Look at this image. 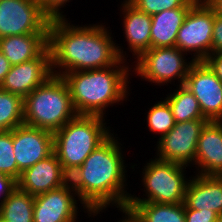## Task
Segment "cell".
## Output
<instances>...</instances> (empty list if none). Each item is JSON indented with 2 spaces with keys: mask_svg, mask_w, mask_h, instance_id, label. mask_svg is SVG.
Returning a JSON list of instances; mask_svg holds the SVG:
<instances>
[{
  "mask_svg": "<svg viewBox=\"0 0 222 222\" xmlns=\"http://www.w3.org/2000/svg\"><path fill=\"white\" fill-rule=\"evenodd\" d=\"M67 19H52L49 23L48 47L53 75L62 77L72 71L114 66L120 59L127 61V51L115 43L109 27L102 23L76 26Z\"/></svg>",
  "mask_w": 222,
  "mask_h": 222,
  "instance_id": "obj_1",
  "label": "cell"
},
{
  "mask_svg": "<svg viewBox=\"0 0 222 222\" xmlns=\"http://www.w3.org/2000/svg\"><path fill=\"white\" fill-rule=\"evenodd\" d=\"M113 134L95 149L73 173L69 175L72 188L89 218L108 207L123 209L131 193L127 188V166L123 147ZM115 136V137H114Z\"/></svg>",
  "mask_w": 222,
  "mask_h": 222,
  "instance_id": "obj_2",
  "label": "cell"
},
{
  "mask_svg": "<svg viewBox=\"0 0 222 222\" xmlns=\"http://www.w3.org/2000/svg\"><path fill=\"white\" fill-rule=\"evenodd\" d=\"M129 66L132 65L120 59L107 68L65 73L62 77L68 84L76 113L105 118L106 108L127 101V84L132 75Z\"/></svg>",
  "mask_w": 222,
  "mask_h": 222,
  "instance_id": "obj_3",
  "label": "cell"
},
{
  "mask_svg": "<svg viewBox=\"0 0 222 222\" xmlns=\"http://www.w3.org/2000/svg\"><path fill=\"white\" fill-rule=\"evenodd\" d=\"M101 116L77 115L53 133L54 153L70 175L113 133Z\"/></svg>",
  "mask_w": 222,
  "mask_h": 222,
  "instance_id": "obj_4",
  "label": "cell"
},
{
  "mask_svg": "<svg viewBox=\"0 0 222 222\" xmlns=\"http://www.w3.org/2000/svg\"><path fill=\"white\" fill-rule=\"evenodd\" d=\"M24 124L52 133L74 119L76 113L67 82L52 75L23 99Z\"/></svg>",
  "mask_w": 222,
  "mask_h": 222,
  "instance_id": "obj_5",
  "label": "cell"
},
{
  "mask_svg": "<svg viewBox=\"0 0 222 222\" xmlns=\"http://www.w3.org/2000/svg\"><path fill=\"white\" fill-rule=\"evenodd\" d=\"M142 168L143 194L146 198L130 195L128 202L184 203L190 176L186 178V165L163 161L153 157Z\"/></svg>",
  "mask_w": 222,
  "mask_h": 222,
  "instance_id": "obj_6",
  "label": "cell"
},
{
  "mask_svg": "<svg viewBox=\"0 0 222 222\" xmlns=\"http://www.w3.org/2000/svg\"><path fill=\"white\" fill-rule=\"evenodd\" d=\"M185 55L178 47L150 48L133 62L136 64L131 71L157 86L171 84L177 79V83H180L178 86L184 85L188 71L195 62L192 59L187 61Z\"/></svg>",
  "mask_w": 222,
  "mask_h": 222,
  "instance_id": "obj_7",
  "label": "cell"
},
{
  "mask_svg": "<svg viewBox=\"0 0 222 222\" xmlns=\"http://www.w3.org/2000/svg\"><path fill=\"white\" fill-rule=\"evenodd\" d=\"M216 13L204 2H196L177 33L175 47L191 54L195 62L204 61L212 49L213 24Z\"/></svg>",
  "mask_w": 222,
  "mask_h": 222,
  "instance_id": "obj_8",
  "label": "cell"
},
{
  "mask_svg": "<svg viewBox=\"0 0 222 222\" xmlns=\"http://www.w3.org/2000/svg\"><path fill=\"white\" fill-rule=\"evenodd\" d=\"M50 21L38 0H0V38L48 33Z\"/></svg>",
  "mask_w": 222,
  "mask_h": 222,
  "instance_id": "obj_9",
  "label": "cell"
},
{
  "mask_svg": "<svg viewBox=\"0 0 222 222\" xmlns=\"http://www.w3.org/2000/svg\"><path fill=\"white\" fill-rule=\"evenodd\" d=\"M207 119L176 123L174 128L157 141L155 157L190 166L194 164L197 142Z\"/></svg>",
  "mask_w": 222,
  "mask_h": 222,
  "instance_id": "obj_10",
  "label": "cell"
},
{
  "mask_svg": "<svg viewBox=\"0 0 222 222\" xmlns=\"http://www.w3.org/2000/svg\"><path fill=\"white\" fill-rule=\"evenodd\" d=\"M184 86L198 100L208 121H222V82L204 61L191 65Z\"/></svg>",
  "mask_w": 222,
  "mask_h": 222,
  "instance_id": "obj_11",
  "label": "cell"
},
{
  "mask_svg": "<svg viewBox=\"0 0 222 222\" xmlns=\"http://www.w3.org/2000/svg\"><path fill=\"white\" fill-rule=\"evenodd\" d=\"M79 201L70 181L61 187L36 195L33 222H78Z\"/></svg>",
  "mask_w": 222,
  "mask_h": 222,
  "instance_id": "obj_12",
  "label": "cell"
},
{
  "mask_svg": "<svg viewBox=\"0 0 222 222\" xmlns=\"http://www.w3.org/2000/svg\"><path fill=\"white\" fill-rule=\"evenodd\" d=\"M52 75L51 53L47 47L37 58L13 65L0 88L24 99Z\"/></svg>",
  "mask_w": 222,
  "mask_h": 222,
  "instance_id": "obj_13",
  "label": "cell"
},
{
  "mask_svg": "<svg viewBox=\"0 0 222 222\" xmlns=\"http://www.w3.org/2000/svg\"><path fill=\"white\" fill-rule=\"evenodd\" d=\"M13 147L17 167L22 173L54 152L53 133L26 124L13 129Z\"/></svg>",
  "mask_w": 222,
  "mask_h": 222,
  "instance_id": "obj_14",
  "label": "cell"
},
{
  "mask_svg": "<svg viewBox=\"0 0 222 222\" xmlns=\"http://www.w3.org/2000/svg\"><path fill=\"white\" fill-rule=\"evenodd\" d=\"M69 175L63 170L58 157L53 152L24 170L17 180V187L36 196L65 185Z\"/></svg>",
  "mask_w": 222,
  "mask_h": 222,
  "instance_id": "obj_15",
  "label": "cell"
},
{
  "mask_svg": "<svg viewBox=\"0 0 222 222\" xmlns=\"http://www.w3.org/2000/svg\"><path fill=\"white\" fill-rule=\"evenodd\" d=\"M193 165L196 174L222 175V121H208L201 130Z\"/></svg>",
  "mask_w": 222,
  "mask_h": 222,
  "instance_id": "obj_16",
  "label": "cell"
},
{
  "mask_svg": "<svg viewBox=\"0 0 222 222\" xmlns=\"http://www.w3.org/2000/svg\"><path fill=\"white\" fill-rule=\"evenodd\" d=\"M120 5L127 49L137 60L145 51L151 48V15L138 10L128 0H123Z\"/></svg>",
  "mask_w": 222,
  "mask_h": 222,
  "instance_id": "obj_17",
  "label": "cell"
},
{
  "mask_svg": "<svg viewBox=\"0 0 222 222\" xmlns=\"http://www.w3.org/2000/svg\"><path fill=\"white\" fill-rule=\"evenodd\" d=\"M184 208L222 213V178L195 174L187 184Z\"/></svg>",
  "mask_w": 222,
  "mask_h": 222,
  "instance_id": "obj_18",
  "label": "cell"
},
{
  "mask_svg": "<svg viewBox=\"0 0 222 222\" xmlns=\"http://www.w3.org/2000/svg\"><path fill=\"white\" fill-rule=\"evenodd\" d=\"M47 47L48 33H32L0 38V51L12 66L37 58Z\"/></svg>",
  "mask_w": 222,
  "mask_h": 222,
  "instance_id": "obj_19",
  "label": "cell"
},
{
  "mask_svg": "<svg viewBox=\"0 0 222 222\" xmlns=\"http://www.w3.org/2000/svg\"><path fill=\"white\" fill-rule=\"evenodd\" d=\"M190 8L165 10L151 16V48L175 47L178 30Z\"/></svg>",
  "mask_w": 222,
  "mask_h": 222,
  "instance_id": "obj_20",
  "label": "cell"
},
{
  "mask_svg": "<svg viewBox=\"0 0 222 222\" xmlns=\"http://www.w3.org/2000/svg\"><path fill=\"white\" fill-rule=\"evenodd\" d=\"M125 208L140 222H185L184 203L128 202Z\"/></svg>",
  "mask_w": 222,
  "mask_h": 222,
  "instance_id": "obj_21",
  "label": "cell"
},
{
  "mask_svg": "<svg viewBox=\"0 0 222 222\" xmlns=\"http://www.w3.org/2000/svg\"><path fill=\"white\" fill-rule=\"evenodd\" d=\"M166 96L165 100L171 107L176 123L206 119L201 112L198 100L184 85H179V87L177 85L174 92Z\"/></svg>",
  "mask_w": 222,
  "mask_h": 222,
  "instance_id": "obj_22",
  "label": "cell"
},
{
  "mask_svg": "<svg viewBox=\"0 0 222 222\" xmlns=\"http://www.w3.org/2000/svg\"><path fill=\"white\" fill-rule=\"evenodd\" d=\"M34 196L18 187L0 206V215L8 222H33Z\"/></svg>",
  "mask_w": 222,
  "mask_h": 222,
  "instance_id": "obj_23",
  "label": "cell"
},
{
  "mask_svg": "<svg viewBox=\"0 0 222 222\" xmlns=\"http://www.w3.org/2000/svg\"><path fill=\"white\" fill-rule=\"evenodd\" d=\"M24 124L23 98L0 88V132Z\"/></svg>",
  "mask_w": 222,
  "mask_h": 222,
  "instance_id": "obj_24",
  "label": "cell"
},
{
  "mask_svg": "<svg viewBox=\"0 0 222 222\" xmlns=\"http://www.w3.org/2000/svg\"><path fill=\"white\" fill-rule=\"evenodd\" d=\"M147 113V127L150 132L159 134L158 139L171 131L176 124L171 107L164 98L149 108Z\"/></svg>",
  "mask_w": 222,
  "mask_h": 222,
  "instance_id": "obj_25",
  "label": "cell"
},
{
  "mask_svg": "<svg viewBox=\"0 0 222 222\" xmlns=\"http://www.w3.org/2000/svg\"><path fill=\"white\" fill-rule=\"evenodd\" d=\"M0 172L16 180L21 175L14 154L13 130L0 132Z\"/></svg>",
  "mask_w": 222,
  "mask_h": 222,
  "instance_id": "obj_26",
  "label": "cell"
},
{
  "mask_svg": "<svg viewBox=\"0 0 222 222\" xmlns=\"http://www.w3.org/2000/svg\"><path fill=\"white\" fill-rule=\"evenodd\" d=\"M138 10L148 15L158 14L175 8H191L196 2L192 0H128Z\"/></svg>",
  "mask_w": 222,
  "mask_h": 222,
  "instance_id": "obj_27",
  "label": "cell"
},
{
  "mask_svg": "<svg viewBox=\"0 0 222 222\" xmlns=\"http://www.w3.org/2000/svg\"><path fill=\"white\" fill-rule=\"evenodd\" d=\"M42 11L52 20V19H62L65 18L62 11L71 0H38Z\"/></svg>",
  "mask_w": 222,
  "mask_h": 222,
  "instance_id": "obj_28",
  "label": "cell"
},
{
  "mask_svg": "<svg viewBox=\"0 0 222 222\" xmlns=\"http://www.w3.org/2000/svg\"><path fill=\"white\" fill-rule=\"evenodd\" d=\"M185 222H217L218 214L215 211L195 210L184 208Z\"/></svg>",
  "mask_w": 222,
  "mask_h": 222,
  "instance_id": "obj_29",
  "label": "cell"
},
{
  "mask_svg": "<svg viewBox=\"0 0 222 222\" xmlns=\"http://www.w3.org/2000/svg\"><path fill=\"white\" fill-rule=\"evenodd\" d=\"M17 188V180L0 172V206L6 201L9 195Z\"/></svg>",
  "mask_w": 222,
  "mask_h": 222,
  "instance_id": "obj_30",
  "label": "cell"
},
{
  "mask_svg": "<svg viewBox=\"0 0 222 222\" xmlns=\"http://www.w3.org/2000/svg\"><path fill=\"white\" fill-rule=\"evenodd\" d=\"M222 52V16L216 15L212 33V53Z\"/></svg>",
  "mask_w": 222,
  "mask_h": 222,
  "instance_id": "obj_31",
  "label": "cell"
},
{
  "mask_svg": "<svg viewBox=\"0 0 222 222\" xmlns=\"http://www.w3.org/2000/svg\"><path fill=\"white\" fill-rule=\"evenodd\" d=\"M204 62L216 74L218 79L222 82V52L210 54Z\"/></svg>",
  "mask_w": 222,
  "mask_h": 222,
  "instance_id": "obj_32",
  "label": "cell"
},
{
  "mask_svg": "<svg viewBox=\"0 0 222 222\" xmlns=\"http://www.w3.org/2000/svg\"><path fill=\"white\" fill-rule=\"evenodd\" d=\"M11 67L12 65L9 63V60L0 51V85L3 83Z\"/></svg>",
  "mask_w": 222,
  "mask_h": 222,
  "instance_id": "obj_33",
  "label": "cell"
},
{
  "mask_svg": "<svg viewBox=\"0 0 222 222\" xmlns=\"http://www.w3.org/2000/svg\"><path fill=\"white\" fill-rule=\"evenodd\" d=\"M120 212L124 215L122 216V219L120 218L121 221L119 220L117 222H140L130 210L123 208L120 209Z\"/></svg>",
  "mask_w": 222,
  "mask_h": 222,
  "instance_id": "obj_34",
  "label": "cell"
},
{
  "mask_svg": "<svg viewBox=\"0 0 222 222\" xmlns=\"http://www.w3.org/2000/svg\"><path fill=\"white\" fill-rule=\"evenodd\" d=\"M207 4L214 10L216 15L222 16V0H209Z\"/></svg>",
  "mask_w": 222,
  "mask_h": 222,
  "instance_id": "obj_35",
  "label": "cell"
},
{
  "mask_svg": "<svg viewBox=\"0 0 222 222\" xmlns=\"http://www.w3.org/2000/svg\"><path fill=\"white\" fill-rule=\"evenodd\" d=\"M217 222H222V213L218 215Z\"/></svg>",
  "mask_w": 222,
  "mask_h": 222,
  "instance_id": "obj_36",
  "label": "cell"
},
{
  "mask_svg": "<svg viewBox=\"0 0 222 222\" xmlns=\"http://www.w3.org/2000/svg\"><path fill=\"white\" fill-rule=\"evenodd\" d=\"M194 2H204V3H207L209 0H192Z\"/></svg>",
  "mask_w": 222,
  "mask_h": 222,
  "instance_id": "obj_37",
  "label": "cell"
},
{
  "mask_svg": "<svg viewBox=\"0 0 222 222\" xmlns=\"http://www.w3.org/2000/svg\"><path fill=\"white\" fill-rule=\"evenodd\" d=\"M0 222H8L7 219L3 218L1 215H0Z\"/></svg>",
  "mask_w": 222,
  "mask_h": 222,
  "instance_id": "obj_38",
  "label": "cell"
}]
</instances>
